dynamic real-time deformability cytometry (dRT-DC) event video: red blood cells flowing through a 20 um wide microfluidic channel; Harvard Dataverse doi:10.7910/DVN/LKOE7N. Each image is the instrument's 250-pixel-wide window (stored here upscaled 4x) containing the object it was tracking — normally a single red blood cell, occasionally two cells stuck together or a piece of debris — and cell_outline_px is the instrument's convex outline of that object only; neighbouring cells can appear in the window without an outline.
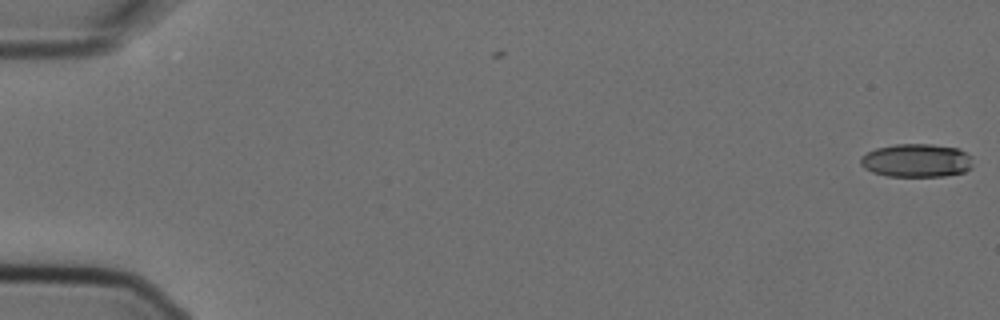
{"species": "Egyptian fruit bat (a non-hibernating species)", "species_latin": "Rousettus aegyptiacus", "temperature_condition": "cold", "stored_images_in_passage": 3, "camera_frame_rate_fps": 3000, "um_per_image_px": 0.085, "animal": {"sex": "female"}, "frame": {"image": 1, "passage_image": 1, "time_ms": 0.0, "image_size_px": [1000, 320], "cell_outline_px": [[972, 168], [964, 172], [944, 176], [888, 176], [872, 172], [864, 168], [860, 164], [860, 156], [876, 148], [896, 144], [932, 144], [960, 148], [972, 156]], "centroid_in_image_um": [77.93, 13.64], "position_along_channel_um": 7.1, "area_um2": 22.08}}